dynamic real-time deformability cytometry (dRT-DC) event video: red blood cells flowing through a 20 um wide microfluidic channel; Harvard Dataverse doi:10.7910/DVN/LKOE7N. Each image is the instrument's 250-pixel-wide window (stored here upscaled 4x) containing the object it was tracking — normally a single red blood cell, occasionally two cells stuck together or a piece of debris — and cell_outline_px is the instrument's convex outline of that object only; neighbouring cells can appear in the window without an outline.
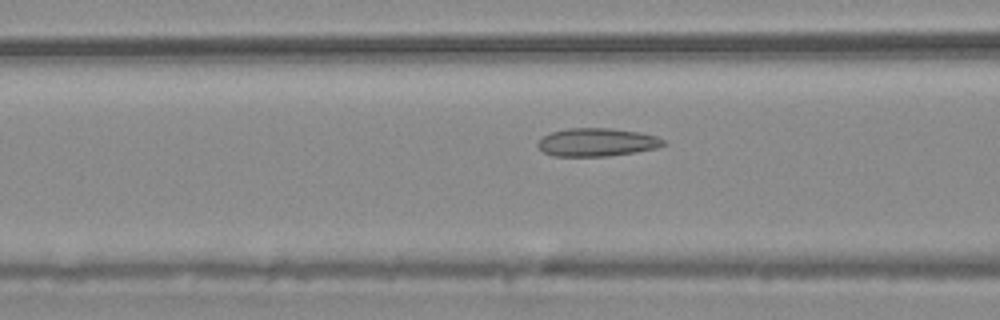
{"species": "common noctule bat (a hibernating species)", "species_latin": "Nyctalus noctula", "temperature_condition": "warm", "stored_images_in_passage": 55, "camera_frame_rate_fps": 3000, "um_per_image_px": 0.085, "animal": {"sex": "male", "body_mass_g": 20.4}, "frame": {"image": 1, "passage_image": 22, "time_ms": 7.0, "image_size_px": [1000, 320], "cell_outline_px": [[668, 144], [656, 148], [636, 152], [608, 156], [552, 156], [544, 152], [536, 144], [544, 136], [552, 132], [568, 128], [612, 128], [640, 132], [656, 136], [664, 140]], "centroid_in_image_um": [50.77, 12.09], "position_along_channel_um": 115.8, "area_um2": 20.63}}
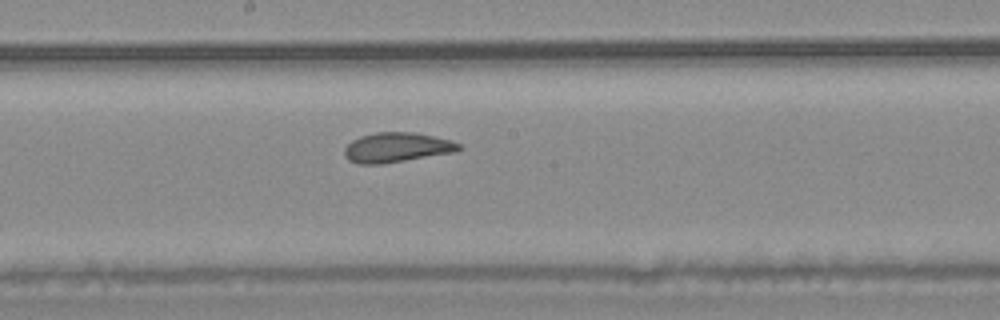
{"frame": {"image": 2, "passage_image": 30, "time_ms": 9.667, "image_size_px": [1000, 320], "cell_outline_px": [[460, 148], [456, 152], [384, 164], [360, 164], [348, 160], [344, 156], [344, 148], [352, 140], [360, 136], [376, 132], [416, 132], [452, 140], [460, 144]], "centroid_in_image_um": [33.72, 12.53], "position_along_channel_um": 214.5, "area_um2": 20.06}}
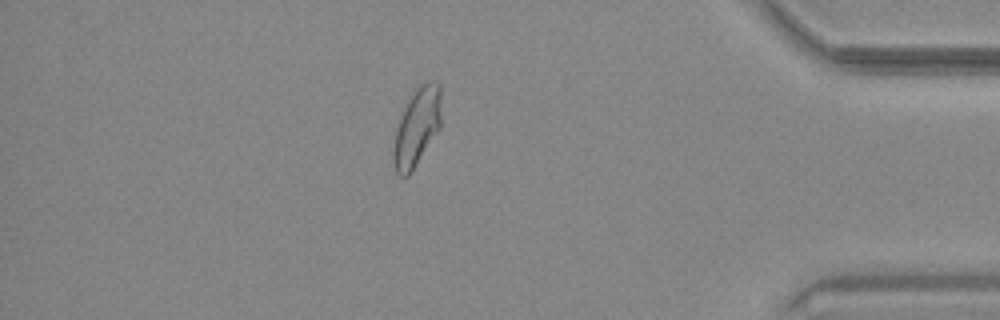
{"frame": {"image": 3, "passage_image": 48, "time_ms": 15.667, "image_size_px": [1000, 320], "cell_outline_px": [[440, 128], [412, 172], [408, 176], [400, 176], [396, 172], [392, 160], [392, 152], [396, 132], [404, 108], [416, 88], [424, 80], [436, 80], [440, 84]], "centroid_in_image_um": [35.44, 10.8], "position_along_channel_um": 399.8, "area_um2": 21.68}, "authors_computed_cell_mechanics": {"area_um2": 21.2126, "velocity_mm_per_s": 3.702, "shape_relaxation_time_tau1_ms": 8.2797, "shape_relaxation_time_tau2_ms": 1.293, "deformation_change_tau1": 0.1589, "deformation_change_tau2": 0.0809}}